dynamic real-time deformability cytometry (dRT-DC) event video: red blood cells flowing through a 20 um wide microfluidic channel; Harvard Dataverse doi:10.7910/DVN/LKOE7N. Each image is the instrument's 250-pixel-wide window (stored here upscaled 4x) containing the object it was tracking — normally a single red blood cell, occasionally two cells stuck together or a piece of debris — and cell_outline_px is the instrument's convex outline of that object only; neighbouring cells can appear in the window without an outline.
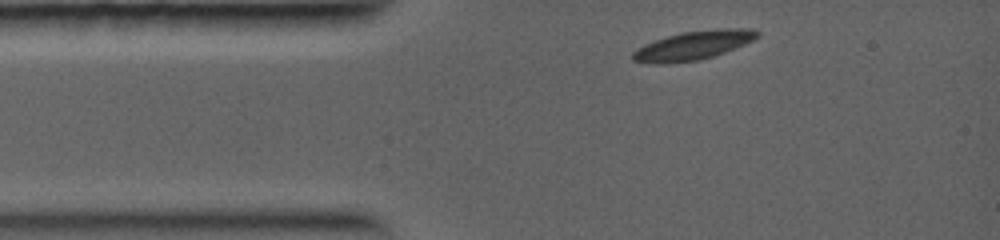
{"species": "common noctule bat (a hibernating species)", "species_latin": "Nyctalus noctula", "temperature_condition": "warm", "stored_images_in_passage": 4, "camera_frame_rate_fps": 5000, "um_per_image_px": 0.085, "animal": {"sex": "female", "body_mass_g": 19.0, "forearm_length_mm": 56.7}, "frame": {"image": 1, "passage_image": 1, "time_ms": 0.0, "image_size_px": [1000, 240], "cell_outline_px": [[760, 36], [744, 44], [724, 52], [712, 56], [696, 60], [668, 64], [652, 64], [632, 60], [632, 52], [636, 48], [644, 44], [680, 32], [716, 28], [756, 28], [760, 32]], "centroid_in_image_um": [58.93, 3.84], "position_along_channel_um": 26.1, "area_um2": 21.1}}
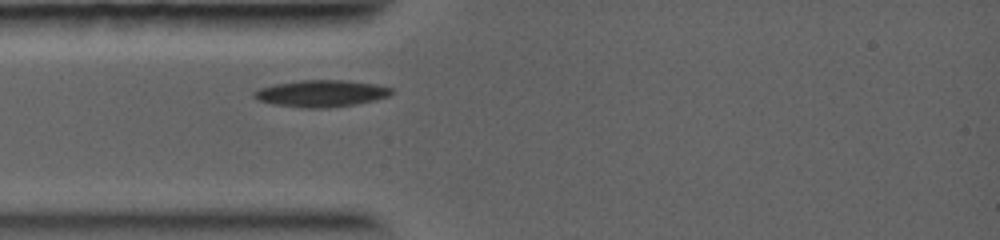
{"frame": {"image": 2, "passage_image": 3, "time_ms": 1.2, "image_size_px": [1000, 240], "cell_outline_px": [[396, 92], [388, 96], [376, 100], [356, 104], [328, 108], [304, 108], [272, 104], [260, 100], [252, 96], [252, 92], [260, 88], [276, 84], [300, 80], [348, 80], [376, 84], [392, 88]], "centroid_in_image_um": [27.34, 7.94], "position_along_channel_um": 57.7, "area_um2": 21.62}}